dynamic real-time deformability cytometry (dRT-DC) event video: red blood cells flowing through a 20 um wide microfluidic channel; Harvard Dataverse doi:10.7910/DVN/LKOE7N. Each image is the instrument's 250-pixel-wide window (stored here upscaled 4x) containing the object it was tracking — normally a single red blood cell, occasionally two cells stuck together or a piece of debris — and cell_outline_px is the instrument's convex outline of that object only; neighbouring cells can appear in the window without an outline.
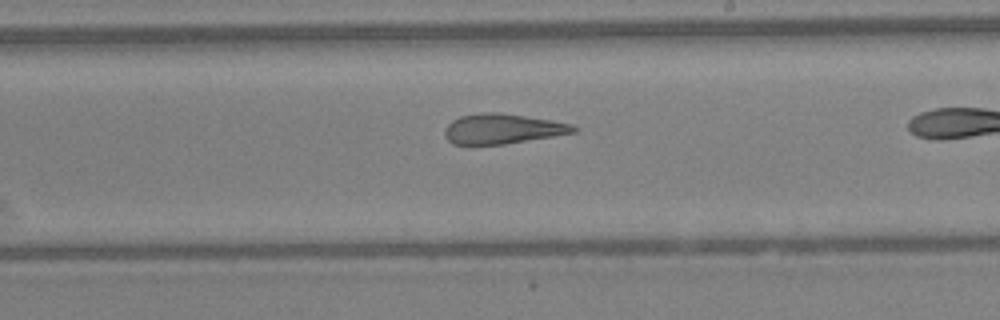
{"species": "Egyptian fruit bat (a non-hibernating species)", "species_latin": "Rousettus aegyptiacus", "temperature_condition": "warm", "stored_images_in_passage": 23, "camera_frame_rate_fps": 3000, "um_per_image_px": 0.085, "animal": {"sex": "female"}, "frame": {"image": 1, "passage_image": 14, "time_ms": 4.333, "image_size_px": [1000, 320], "cell_outline_px": [[580, 128], [576, 132], [504, 144], [452, 144], [448, 140], [444, 132], [444, 128], [452, 120], [460, 116], [484, 112], [496, 112], [552, 120], [572, 124]], "centroid_in_image_um": [42.71, 10.94], "position_along_channel_um": 246.3, "area_um2": 22.37}}
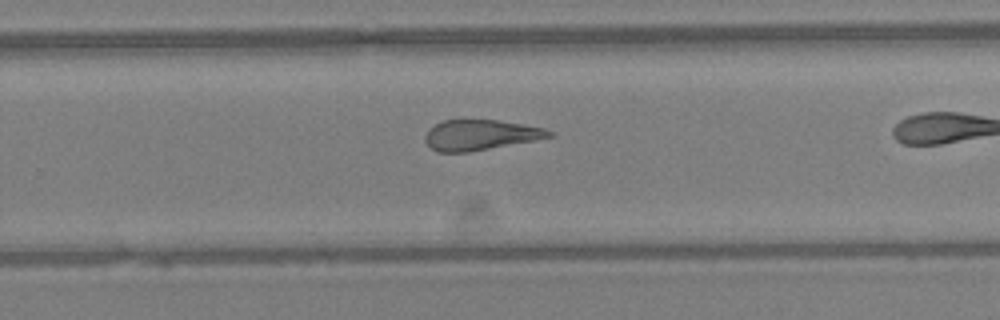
{"frame": {"image": 2, "passage_image": 17, "time_ms": 5.333, "image_size_px": [1000, 320], "cell_outline_px": [[556, 136], [468, 152], [436, 152], [424, 140], [424, 136], [428, 128], [444, 120], [500, 120], [544, 128], [556, 132]], "centroid_in_image_um": [40.84, 11.47], "position_along_channel_um": 289.0, "area_um2": 21.96}}
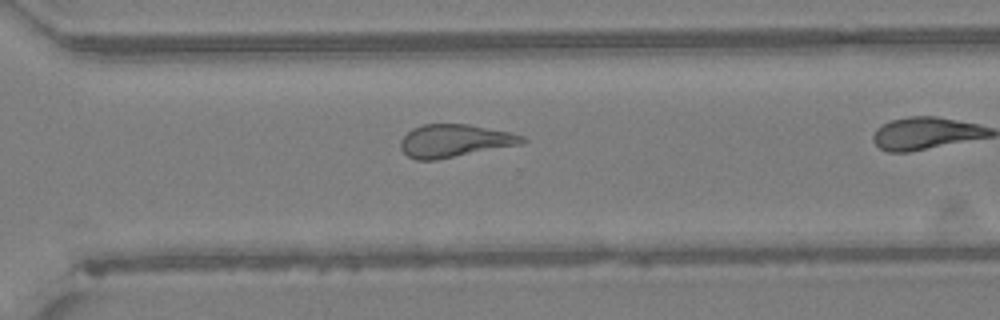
{"frame": {"image": 3, "passage_image": 20, "time_ms": 6.333, "image_size_px": [1000, 320], "cell_outline_px": [[528, 140], [524, 144], [436, 160], [416, 160], [408, 156], [400, 148], [400, 140], [412, 128], [424, 124], [468, 124], [512, 132], [524, 136]], "centroid_in_image_um": [38.68, 11.97], "position_along_channel_um": 331.9, "area_um2": 23.52}}